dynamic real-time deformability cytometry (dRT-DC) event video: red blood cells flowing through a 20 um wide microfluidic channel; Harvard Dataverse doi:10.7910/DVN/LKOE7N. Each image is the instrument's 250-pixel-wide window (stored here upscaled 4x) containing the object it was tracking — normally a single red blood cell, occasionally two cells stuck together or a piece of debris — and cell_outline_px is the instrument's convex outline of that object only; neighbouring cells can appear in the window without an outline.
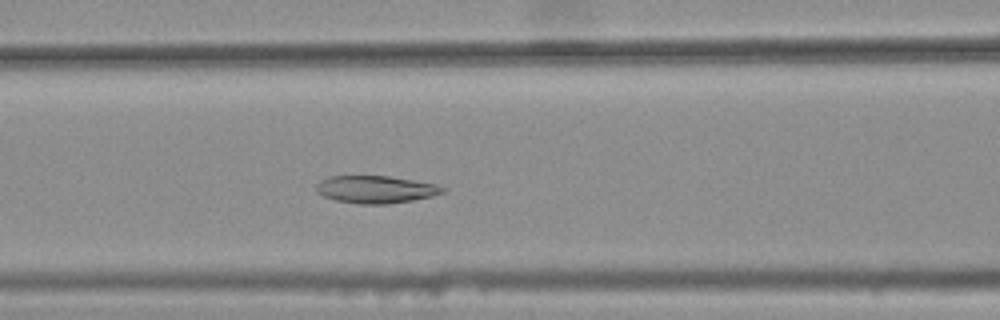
{"species": "common noctule bat (a hibernating species)", "species_latin": "Nyctalus noctula", "temperature_condition": "warm", "stored_images_in_passage": 42, "camera_frame_rate_fps": 3000, "um_per_image_px": 0.085, "animal": {"sex": "female", "body_mass_g": 25.1}, "frame": {"image": 1, "passage_image": 20, "time_ms": 6.333, "image_size_px": [1000, 320], "cell_outline_px": [[448, 188], [444, 192], [432, 196], [412, 200], [388, 204], [360, 204], [336, 200], [324, 196], [316, 192], [316, 184], [320, 180], [328, 176], [388, 176], [436, 184]], "centroid_in_image_um": [31.93, 16.1], "position_along_channel_um": 134.7, "area_um2": 20.23}}
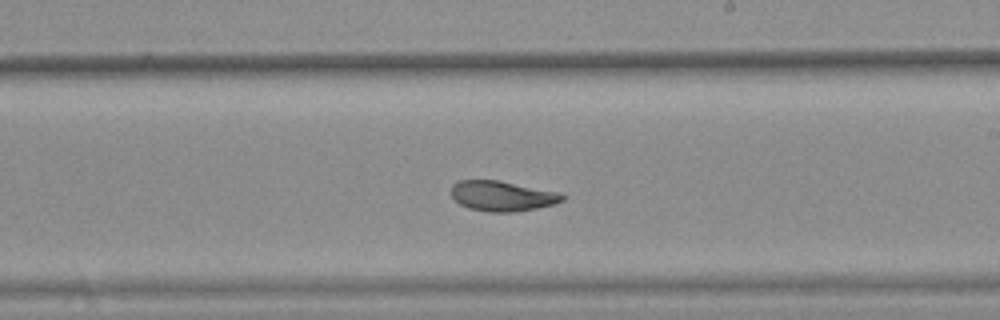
{"frame": {"image": 2, "passage_image": 29, "time_ms": 9.333, "image_size_px": [1000, 320], "cell_outline_px": [[564, 200], [552, 204], [536, 208], [512, 212], [488, 212], [468, 208], [460, 204], [452, 196], [452, 184], [460, 180], [496, 180], [564, 192]], "centroid_in_image_um": [42.72, 16.65], "position_along_channel_um": 246.3, "area_um2": 19.59}}
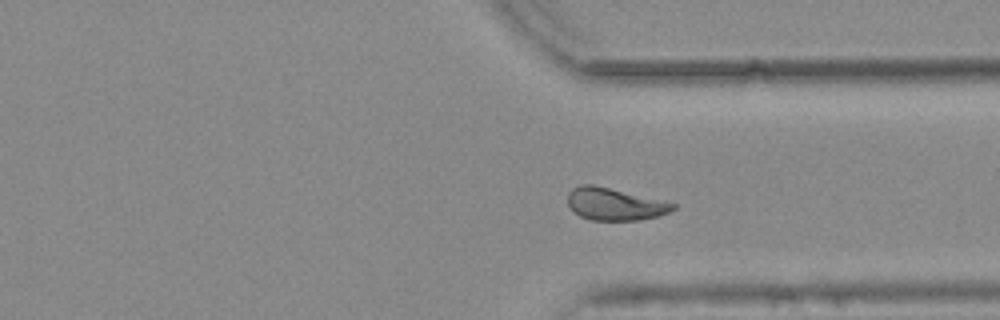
{"frame": {"image": 3, "passage_image": 38, "time_ms": 12.333, "image_size_px": [1000, 320], "cell_outline_px": [[676, 208], [668, 212], [656, 216], [640, 220], [588, 220], [572, 212], [568, 204], [568, 192], [572, 188], [580, 184], [592, 184], [668, 200], [676, 204]], "centroid_in_image_um": [52.25, 17.33], "position_along_channel_um": 359.1, "area_um2": 20.23}, "authors_computed_cell_mechanics": {"area_um2": 20.519, "velocity_mm_per_s": 3.7355, "shape_relaxation_time_tau1_ms": null, "shape_relaxation_time_tau2_ms": 1.896, "deformation_change_tau1": null, "deformation_change_tau2": 0.0789}}